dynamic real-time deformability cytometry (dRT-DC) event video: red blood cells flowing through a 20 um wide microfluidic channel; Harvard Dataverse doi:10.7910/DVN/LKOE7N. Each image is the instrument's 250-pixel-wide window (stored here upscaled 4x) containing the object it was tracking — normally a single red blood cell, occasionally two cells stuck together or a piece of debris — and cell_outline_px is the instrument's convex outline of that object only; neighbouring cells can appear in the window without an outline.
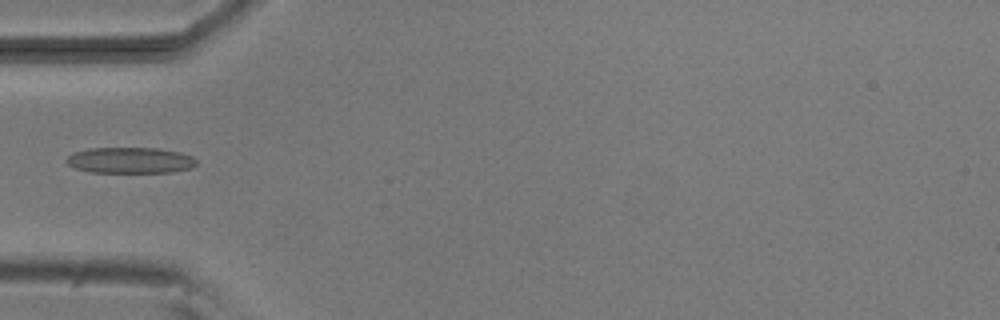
{"species": "common noctule bat (a hibernating species)", "species_latin": "Nyctalus noctula", "temperature_condition": "room temperature", "stored_images_in_passage": 5, "camera_frame_rate_fps": 3000, "um_per_image_px": 0.085, "animal": {"sex": "male", "body_mass_g": 20.5, "forearm_length_mm": 52.5}, "frame": {"image": 1, "passage_image": 4, "time_ms": 4.333, "image_size_px": [1000, 320], "cell_outline_px": [[196, 164], [192, 168], [172, 172], [88, 172], [76, 168], [68, 164], [64, 160], [72, 152], [88, 148], [160, 148], [180, 152], [192, 156], [196, 160]], "centroid_in_image_um": [11.05, 13.62], "position_along_channel_um": 73.9, "area_um2": 19.83}}
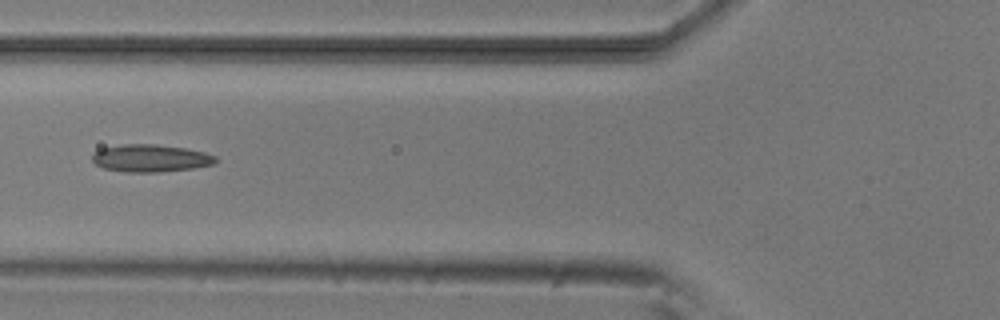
{"frame": {"image": 2, "passage_image": 5, "time_ms": 5.333, "image_size_px": [1000, 320], "cell_outline_px": [[216, 160], [212, 164], [192, 168], [156, 172], [128, 172], [104, 168], [96, 164], [92, 160], [92, 152], [100, 148], [120, 144], [156, 144], [184, 148], [204, 152], [216, 156]], "centroid_in_image_um": [12.74, 13.43], "position_along_channel_um": 113.1, "area_um2": 19.65}}